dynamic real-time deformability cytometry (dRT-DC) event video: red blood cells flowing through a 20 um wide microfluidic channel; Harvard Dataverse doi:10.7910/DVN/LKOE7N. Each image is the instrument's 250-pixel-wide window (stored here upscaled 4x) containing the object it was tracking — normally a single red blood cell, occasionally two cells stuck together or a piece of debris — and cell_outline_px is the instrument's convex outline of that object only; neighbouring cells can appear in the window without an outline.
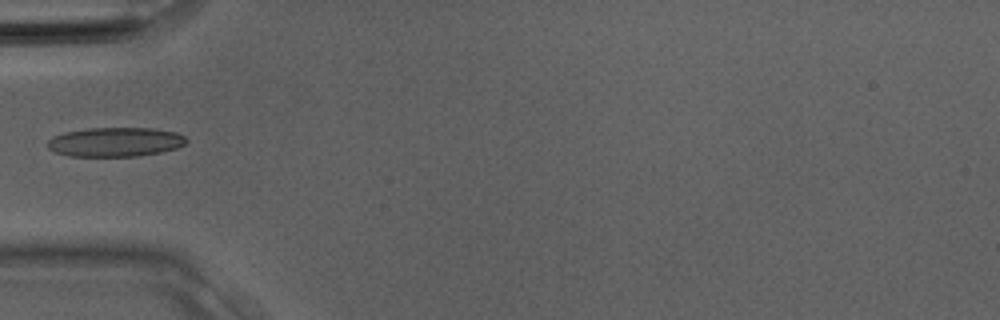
{"species": "Egyptian fruit bat (a non-hibernating species)", "species_latin": "Rousettus aegyptiacus", "temperature_condition": "room temperature", "stored_images_in_passage": 1, "camera_frame_rate_fps": 3000, "um_per_image_px": 0.085, "animal": {"sex": "male"}, "frame": {"image": 1, "passage_image": 1, "time_ms": 0.0, "image_size_px": [1000, 320], "cell_outline_px": [[188, 140], [184, 144], [176, 148], [160, 152], [136, 156], [68, 156], [56, 152], [48, 148], [48, 140], [52, 136], [64, 132], [88, 128], [156, 128], [176, 132], [184, 136]], "centroid_in_image_um": [9.79, 12.06], "position_along_channel_um": 75.2, "area_um2": 23.7}}